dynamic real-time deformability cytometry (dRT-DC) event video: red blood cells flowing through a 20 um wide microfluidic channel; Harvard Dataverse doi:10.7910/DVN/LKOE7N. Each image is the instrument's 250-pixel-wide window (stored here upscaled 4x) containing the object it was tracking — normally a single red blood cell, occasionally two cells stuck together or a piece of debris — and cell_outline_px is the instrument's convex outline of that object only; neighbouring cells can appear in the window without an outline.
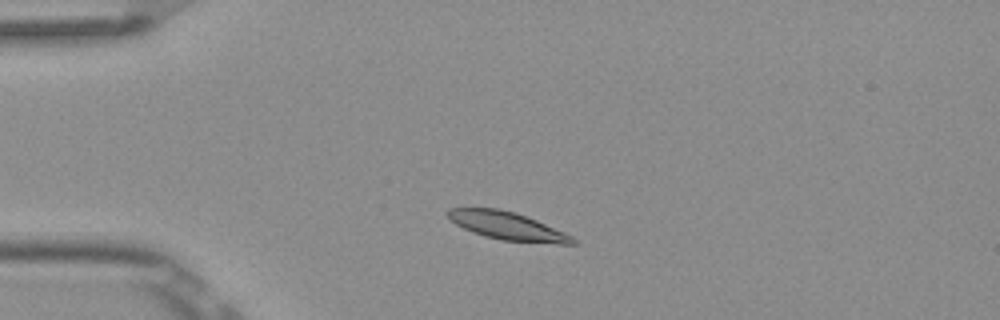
{"species": "Egyptian fruit bat (a non-hibernating species)", "species_latin": "Rousettus aegyptiacus", "temperature_condition": "room temperature", "stored_images_in_passage": 3, "camera_frame_rate_fps": 3000, "um_per_image_px": 0.085, "frame": {"image": 1, "passage_image": 2, "time_ms": 0.333, "image_size_px": [1000, 320], "cell_outline_px": [[576, 244], [560, 244], [500, 240], [484, 236], [472, 232], [456, 224], [444, 212], [448, 208], [496, 208], [516, 212], [536, 220], [564, 232], [572, 236], [576, 240]], "centroid_in_image_um": [43.12, 19.2], "position_along_channel_um": 41.9, "area_um2": 20.29}}